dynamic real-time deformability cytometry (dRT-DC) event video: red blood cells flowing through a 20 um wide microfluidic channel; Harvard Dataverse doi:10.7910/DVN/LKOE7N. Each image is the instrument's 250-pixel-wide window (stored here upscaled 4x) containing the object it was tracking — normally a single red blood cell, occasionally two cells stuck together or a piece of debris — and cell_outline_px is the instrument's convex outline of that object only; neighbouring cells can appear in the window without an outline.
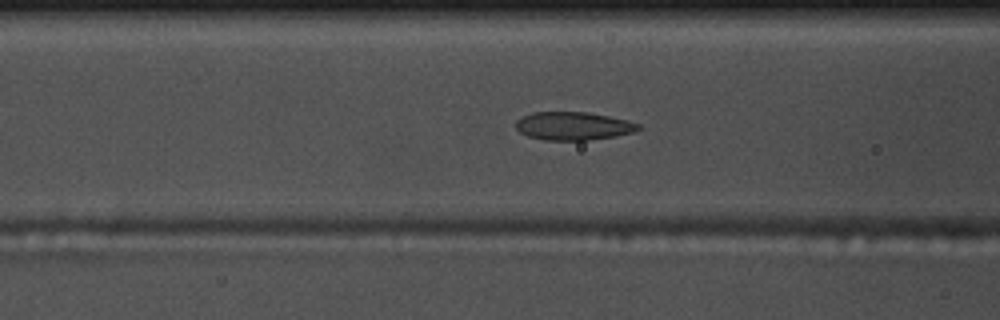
{"species": "common noctule bat (a hibernating species)", "species_latin": "Nyctalus noctula", "temperature_condition": "warm", "stored_images_in_passage": 43, "camera_frame_rate_fps": 3000, "um_per_image_px": 0.085, "animal": {"sex": "male", "body_mass_g": 17.5, "forearm_length_mm": 52.3}, "frame": {"image": 1, "passage_image": 16, "time_ms": 5.0, "image_size_px": [1000, 320], "cell_outline_px": [[640, 128], [632, 132], [616, 136], [588, 140], [544, 140], [528, 136], [520, 132], [516, 128], [516, 120], [532, 112], [588, 112], [628, 120], [640, 124]], "centroid_in_image_um": [48.72, 10.71], "position_along_channel_um": 117.9, "area_um2": 20.06}}
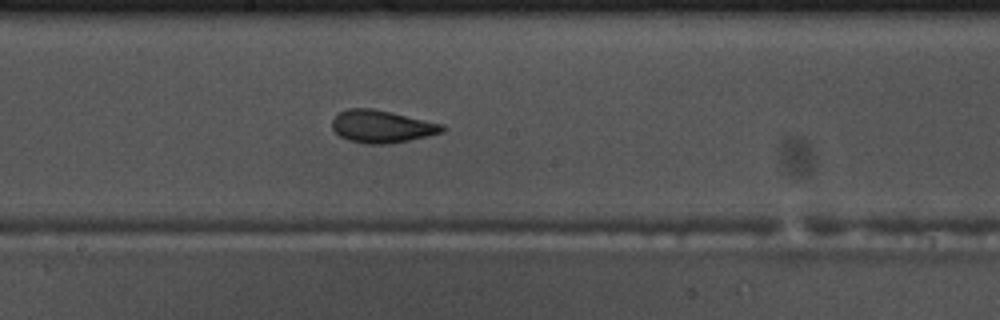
{"frame": {"image": 2, "passage_image": 24, "time_ms": 7.667, "image_size_px": [1000, 320], "cell_outline_px": [[448, 128], [444, 132], [428, 136], [388, 144], [364, 144], [348, 140], [340, 136], [332, 128], [332, 120], [340, 112], [348, 108], [372, 108], [444, 124]], "centroid_in_image_um": [32.48, 10.76], "position_along_channel_um": 215.7, "area_um2": 20.92}}
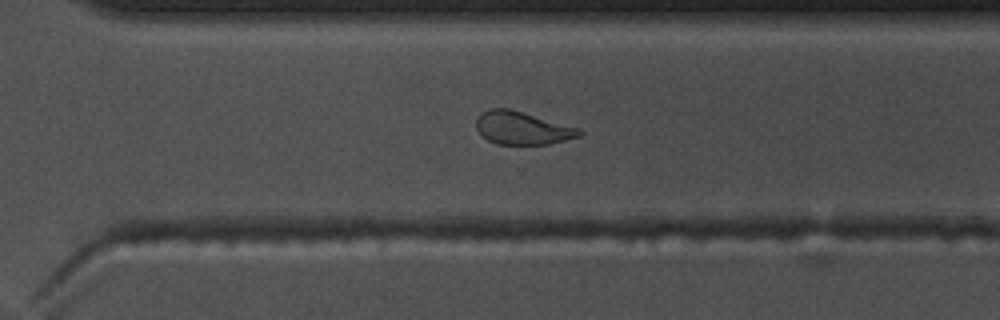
{"frame": {"image": 3, "passage_image": 33, "time_ms": 10.667, "image_size_px": [1000, 320], "cell_outline_px": [[584, 132], [580, 136], [548, 144], [496, 144], [488, 140], [476, 128], [476, 120], [480, 112], [488, 108], [508, 108], [580, 128]], "centroid_in_image_um": [44.38, 10.87], "position_along_channel_um": 326.2, "area_um2": 19.71}, "authors_computed_cell_mechanics": {"area_um2": 20.9236, "velocity_mm_per_s": 3.686, "shape_relaxation_time_tau1_ms": 11.2658, "shape_relaxation_time_tau2_ms": 1.8707, "deformation_change_tau1": 0.2366, "deformation_change_tau2": 0.0715}}